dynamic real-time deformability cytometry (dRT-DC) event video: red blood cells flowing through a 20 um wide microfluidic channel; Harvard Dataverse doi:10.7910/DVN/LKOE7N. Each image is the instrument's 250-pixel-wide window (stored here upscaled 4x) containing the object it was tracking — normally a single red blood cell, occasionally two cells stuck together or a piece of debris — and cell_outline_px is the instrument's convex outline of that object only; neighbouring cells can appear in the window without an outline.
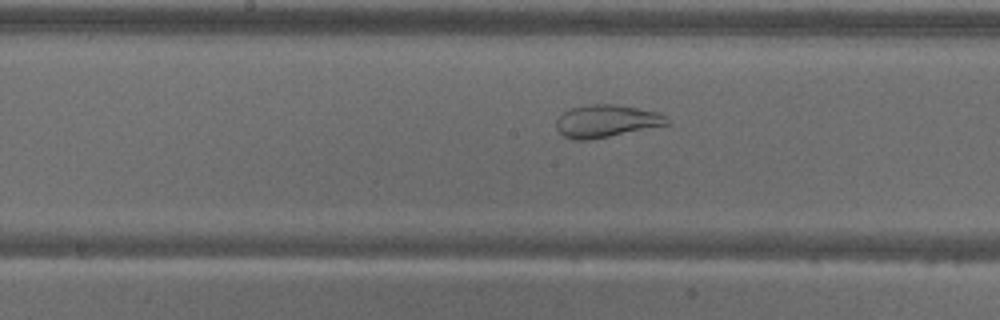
{"species": "common noctule bat (a hibernating species)", "species_latin": "Nyctalus noctula", "temperature_condition": "warm", "stored_images_in_passage": 48, "camera_frame_rate_fps": 3000, "um_per_image_px": 0.085, "animal": {"sex": "male", "body_mass_g": 18.8}, "frame": {"image": 1, "passage_image": 20, "time_ms": 6.333, "image_size_px": [1000, 320], "cell_outline_px": [[672, 124], [588, 140], [576, 140], [564, 136], [556, 128], [556, 120], [564, 112], [572, 108], [592, 104], [616, 104], [656, 112], [664, 116]], "centroid_in_image_um": [51.54, 10.29], "position_along_channel_um": 196.7, "area_um2": 20.69}}
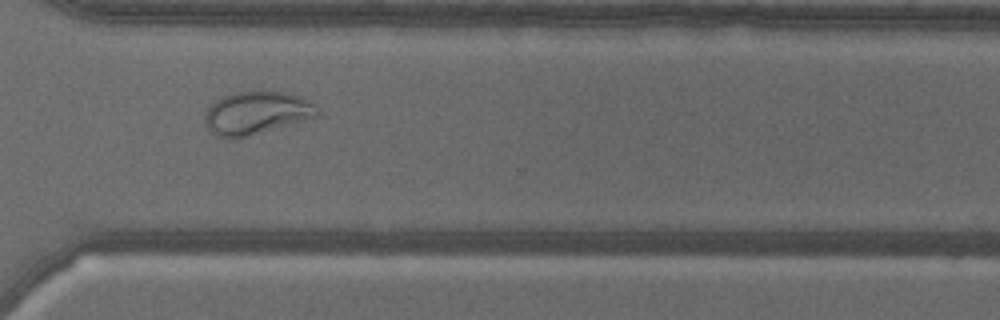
{"frame": {"image": 2, "passage_image": 33, "time_ms": 10.667, "image_size_px": [1000, 320], "cell_outline_px": [[320, 116], [248, 136], [232, 140], [216, 136], [204, 124], [204, 116], [208, 108], [216, 100], [232, 92], [284, 92], [300, 96], [308, 100], [320, 112]], "centroid_in_image_um": [21.78, 9.62], "position_along_channel_um": 348.8, "area_um2": 28.09}}
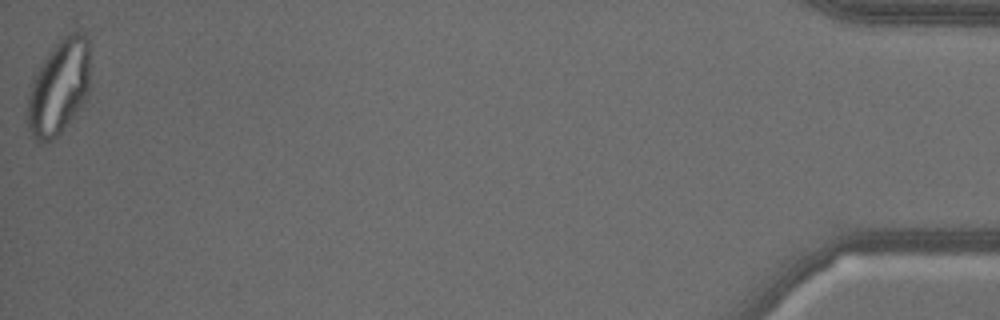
{"frame": {"image": 3, "passage_image": 48, "time_ms": 15.667, "image_size_px": [1000, 320], "cell_outline_px": [[88, 92], [80, 104], [60, 132], [52, 140], [44, 144], [40, 144], [28, 136], [24, 112], [28, 84], [48, 52], [68, 32], [80, 28], [88, 40]], "centroid_in_image_um": [4.89, 7.44], "position_along_channel_um": 430.3, "area_um2": 35.37}}